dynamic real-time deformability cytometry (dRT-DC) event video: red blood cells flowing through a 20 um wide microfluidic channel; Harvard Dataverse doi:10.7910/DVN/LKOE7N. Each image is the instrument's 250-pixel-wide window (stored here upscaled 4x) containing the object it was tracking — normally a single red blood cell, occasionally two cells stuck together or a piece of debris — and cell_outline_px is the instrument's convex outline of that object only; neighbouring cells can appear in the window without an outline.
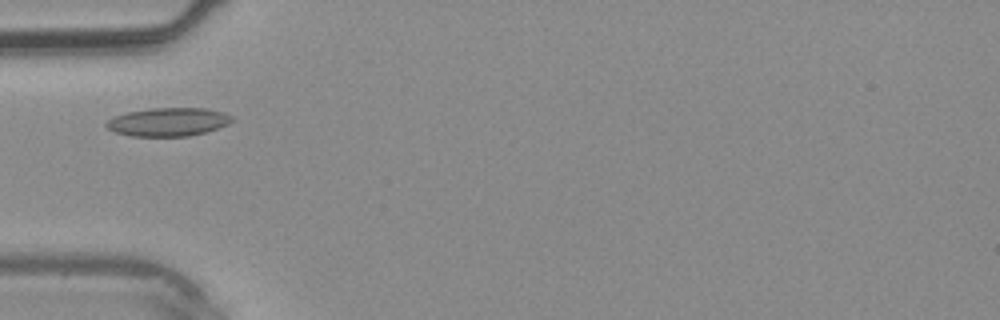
{"species": "common noctule bat (a hibernating species)", "species_latin": "Nyctalus noctula", "temperature_condition": "warm", "stored_images_in_passage": 9, "camera_frame_rate_fps": 3000, "um_per_image_px": 0.085, "animal": {"sex": "male", "body_mass_g": 20.4}, "frame": {"image": 1, "passage_image": 2, "time_ms": 0.333, "image_size_px": [1000, 320], "cell_outline_px": [[236, 120], [228, 124], [204, 132], [188, 136], [132, 136], [116, 132], [108, 128], [104, 124], [108, 120], [116, 116], [128, 112], [152, 108], [204, 108], [224, 112], [232, 116]], "centroid_in_image_um": [14.33, 10.36], "position_along_channel_um": 70.7, "area_um2": 20.63}}